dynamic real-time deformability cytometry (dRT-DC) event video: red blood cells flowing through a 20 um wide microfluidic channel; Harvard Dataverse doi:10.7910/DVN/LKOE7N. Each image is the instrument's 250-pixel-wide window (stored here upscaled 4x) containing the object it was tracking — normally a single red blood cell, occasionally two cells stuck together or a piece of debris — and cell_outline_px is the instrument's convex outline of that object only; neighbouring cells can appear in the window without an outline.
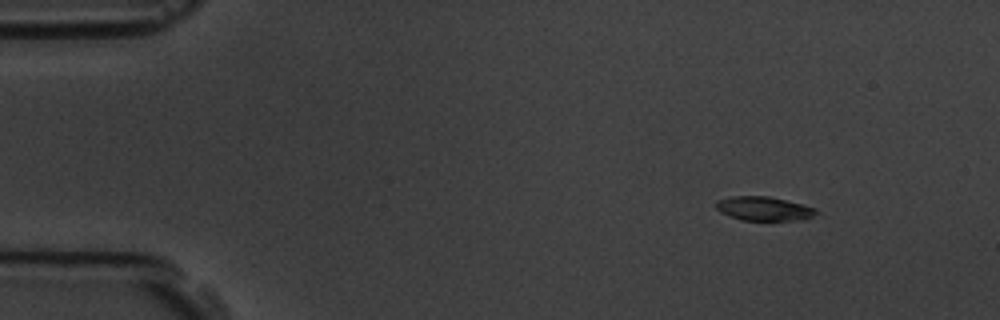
{"species": "common noctule bat (a hibernating species)", "species_latin": "Nyctalus noctula", "temperature_condition": "room temperature", "stored_images_in_passage": 5, "camera_frame_rate_fps": 3000, "um_per_image_px": 0.085, "animal": {"sex": "male", "body_mass_g": 19.5, "forearm_length_mm": 54.6}, "frame": {"image": 1, "passage_image": 2, "time_ms": 1.0, "image_size_px": [1000, 320], "cell_outline_px": [[820, 212], [804, 220], [744, 220], [728, 216], [720, 212], [716, 208], [716, 200], [732, 196], [768, 196], [816, 208]], "centroid_in_image_um": [64.92, 17.74], "position_along_channel_um": 20.1, "area_um2": 13.99}}
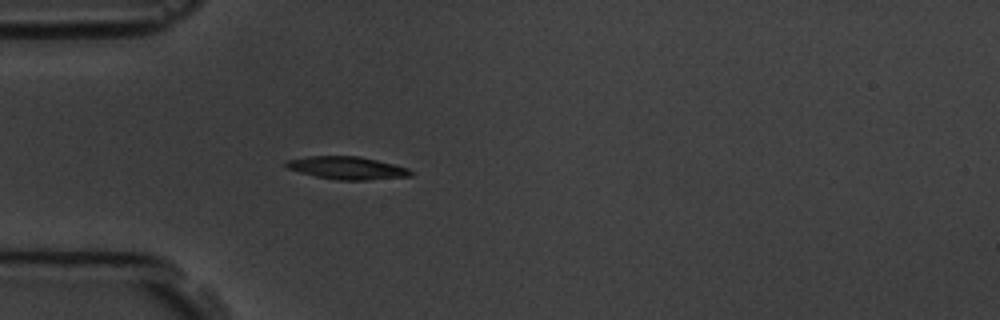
{"frame": {"image": 2, "passage_image": 5, "time_ms": 4.333, "image_size_px": [1000, 320], "cell_outline_px": [[412, 176], [368, 180], [336, 180], [316, 176], [300, 172], [288, 168], [284, 164], [284, 160], [308, 156], [360, 156], [408, 168], [412, 172]], "centroid_in_image_um": [29.47, 14.27], "position_along_channel_um": 55.5, "area_um2": 16.47}}